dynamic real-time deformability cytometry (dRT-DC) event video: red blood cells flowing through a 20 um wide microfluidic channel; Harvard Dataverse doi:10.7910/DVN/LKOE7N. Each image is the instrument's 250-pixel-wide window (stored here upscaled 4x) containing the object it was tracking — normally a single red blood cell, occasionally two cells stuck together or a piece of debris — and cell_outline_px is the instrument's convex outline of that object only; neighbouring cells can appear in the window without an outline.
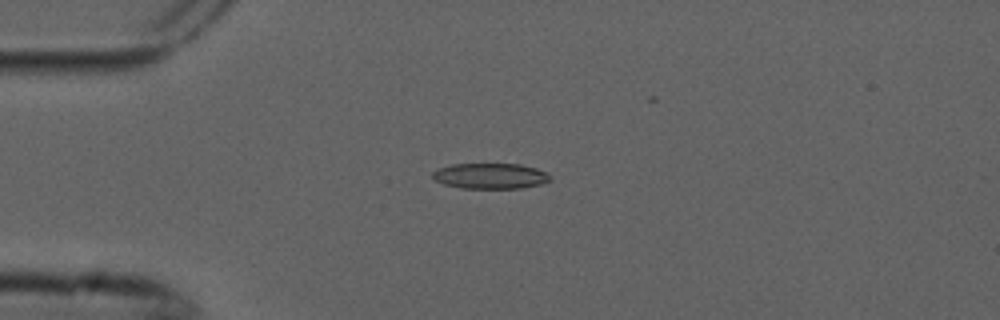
{"species": "common noctule bat (a hibernating species)", "species_latin": "Nyctalus noctula", "temperature_condition": "cold", "stored_images_in_passage": 8, "camera_frame_rate_fps": 3000, "um_per_image_px": 0.085, "animal": {"sex": "male", "forearm_length_mm": 52.5}, "frame": {"image": 1, "passage_image": 3, "time_ms": 0.667, "image_size_px": [1000, 320], "cell_outline_px": [[552, 180], [544, 184], [520, 188], [460, 188], [444, 184], [436, 180], [432, 176], [432, 172], [440, 168], [452, 164], [520, 164], [536, 168], [552, 176]], "centroid_in_image_um": [41.72, 14.96], "position_along_channel_um": 43.3, "area_um2": 17.57}}
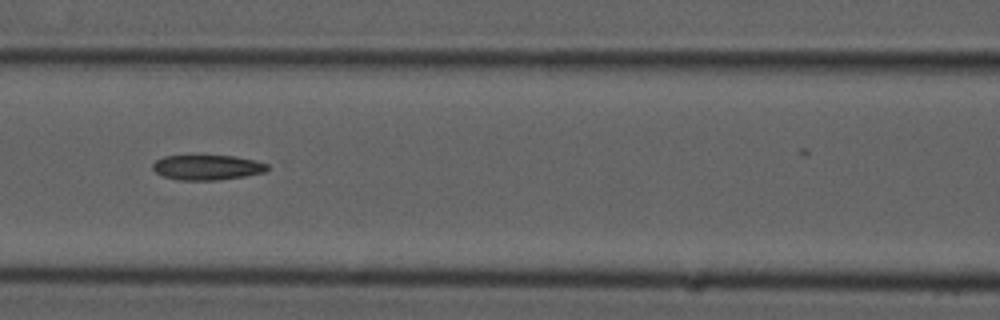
{"frame": {"image": 2, "passage_image": 6, "time_ms": 1.667, "image_size_px": [1000, 320], "cell_outline_px": [[268, 168], [264, 172], [244, 176], [220, 180], [180, 180], [164, 176], [156, 172], [152, 168], [152, 164], [156, 160], [164, 156], [236, 156], [256, 160], [268, 164]], "centroid_in_image_um": [17.62, 14.23], "position_along_channel_um": 149.0, "area_um2": 16.65}}
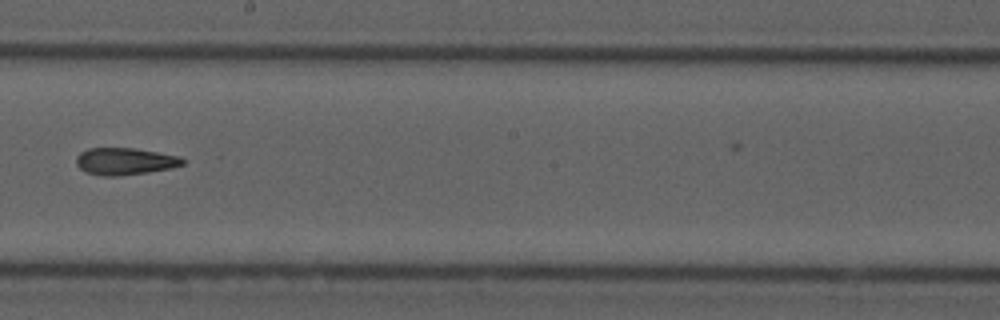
{"frame": {"image": 3, "passage_image": 8, "time_ms": 2.333, "image_size_px": [1000, 320], "cell_outline_px": [[184, 164], [172, 168], [148, 172], [116, 176], [100, 176], [84, 172], [76, 164], [76, 156], [80, 152], [88, 148], [132, 148], [180, 156], [184, 160]], "centroid_in_image_um": [10.58, 13.72], "position_along_channel_um": 237.6, "area_um2": 16.82}}